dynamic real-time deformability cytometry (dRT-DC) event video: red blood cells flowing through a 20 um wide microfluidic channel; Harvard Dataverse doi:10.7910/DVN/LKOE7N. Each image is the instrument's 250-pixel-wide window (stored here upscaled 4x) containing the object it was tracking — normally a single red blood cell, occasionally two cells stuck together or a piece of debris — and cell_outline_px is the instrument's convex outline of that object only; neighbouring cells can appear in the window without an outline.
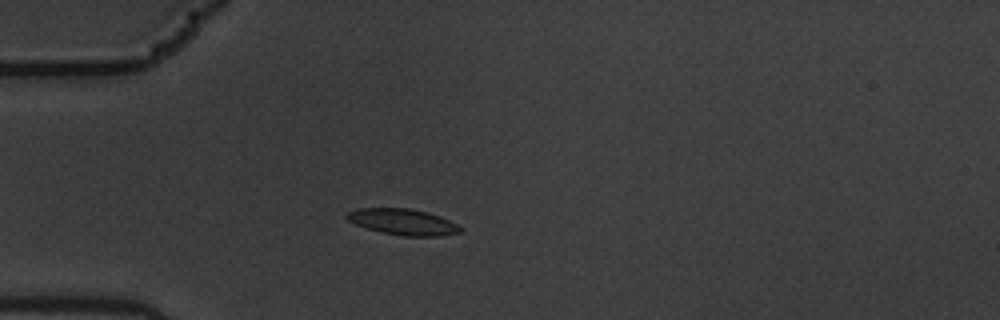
{"species": "common noctule bat (a hibernating species)", "species_latin": "Nyctalus noctula", "temperature_condition": "warm", "stored_images_in_passage": 11, "camera_frame_rate_fps": 3000, "um_per_image_px": 0.085, "animal": {"sex": "male", "body_mass_g": 19.5, "forearm_length_mm": 54.6}, "frame": {"image": 1, "passage_image": 5, "time_ms": 1.333, "image_size_px": [1000, 320], "cell_outline_px": [[464, 228], [460, 232], [440, 236], [404, 236], [380, 232], [356, 224], [348, 220], [344, 216], [348, 212], [356, 208], [412, 208], [428, 212], [440, 216]], "centroid_in_image_um": [34.25, 18.85], "position_along_channel_um": 50.8, "area_um2": 17.28}}
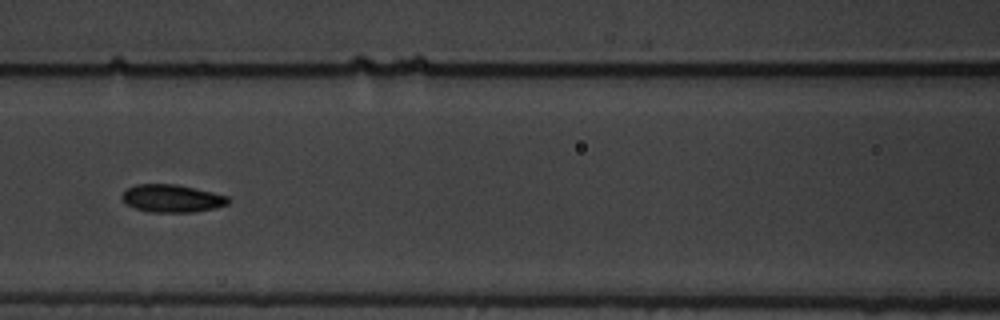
{"frame": {"image": 2, "passage_image": 8, "time_ms": 2.333, "image_size_px": [1000, 320], "cell_outline_px": [[232, 200], [228, 204], [216, 208], [192, 212], [148, 212], [136, 208], [128, 204], [124, 200], [124, 192], [128, 188], [136, 184], [176, 184], [212, 192], [228, 196]], "centroid_in_image_um": [14.68, 16.87], "position_along_channel_um": 151.9, "area_um2": 16.99}}
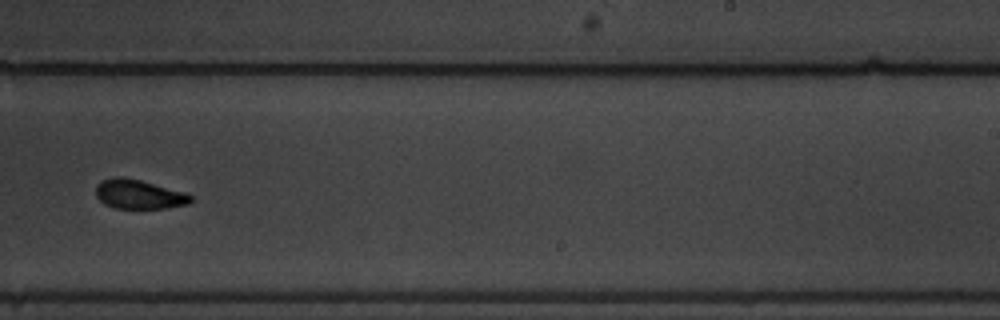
{"frame": {"image": 3, "passage_image": 11, "time_ms": 3.333, "image_size_px": [1000, 320], "cell_outline_px": [[192, 200], [188, 204], [164, 208], [112, 208], [104, 204], [96, 196], [96, 184], [100, 180], [112, 176], [120, 176], [140, 180], [184, 192], [192, 196]], "centroid_in_image_um": [11.74, 16.5], "position_along_channel_um": 277.3, "area_um2": 16.24}}